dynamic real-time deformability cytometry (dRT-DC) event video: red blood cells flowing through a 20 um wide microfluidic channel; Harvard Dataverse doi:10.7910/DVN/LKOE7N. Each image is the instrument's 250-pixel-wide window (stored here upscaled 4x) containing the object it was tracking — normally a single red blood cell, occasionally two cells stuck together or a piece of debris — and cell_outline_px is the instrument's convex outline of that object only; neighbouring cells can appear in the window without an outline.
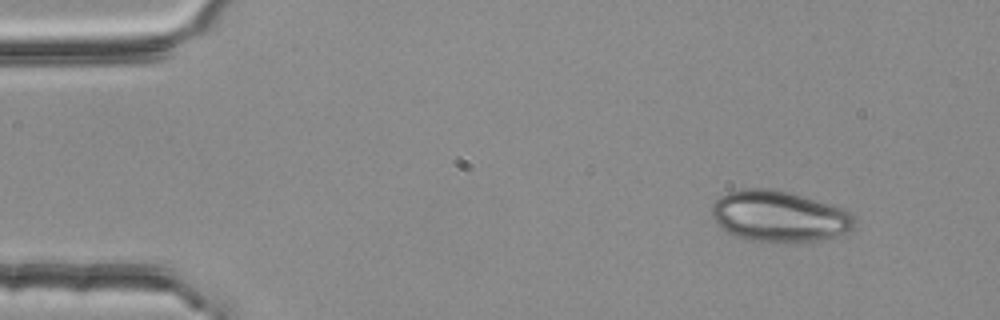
{"species": "common noctule bat (a hibernating species)", "species_latin": "Nyctalus noctula", "temperature_condition": "room temperature", "stored_images_in_passage": 3, "camera_frame_rate_fps": 3000, "um_per_image_px": 0.085, "animal": {"sex": "female", "body_mass_g": 25.1}, "frame": {"image": 1, "passage_image": 1, "time_ms": 0.0, "image_size_px": [1000, 320], "cell_outline_px": [[856, 224], [848, 232], [836, 236], [804, 244], [784, 244], [752, 240], [736, 236], [720, 228], [716, 224], [712, 216], [712, 204], [720, 196], [728, 192], [740, 188], [768, 188], [788, 192], [844, 208], [852, 212], [856, 220]], "centroid_in_image_um": [66.25, 18.42], "position_along_channel_um": 18.7, "area_um2": 43.35}}